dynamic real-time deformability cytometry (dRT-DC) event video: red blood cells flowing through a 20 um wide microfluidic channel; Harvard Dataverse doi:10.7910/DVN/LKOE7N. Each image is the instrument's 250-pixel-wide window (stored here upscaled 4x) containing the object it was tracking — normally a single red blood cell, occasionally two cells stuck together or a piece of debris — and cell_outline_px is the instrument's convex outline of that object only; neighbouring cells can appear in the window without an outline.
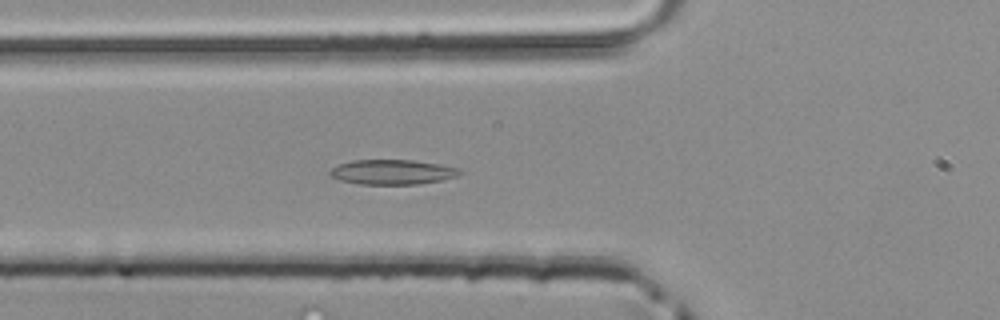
{"species": "common noctule bat (a hibernating species)", "species_latin": "Nyctalus noctula", "temperature_condition": "room temperature", "stored_images_in_passage": 48, "camera_frame_rate_fps": 3000, "um_per_image_px": 0.085, "animal": {"sex": "male", "body_mass_g": 20.4}, "frame": {"image": 1, "passage_image": 17, "time_ms": 5.333, "image_size_px": [1000, 320], "cell_outline_px": [[464, 172], [456, 176], [440, 180], [416, 184], [360, 184], [340, 180], [332, 176], [328, 172], [332, 168], [340, 164], [352, 160], [412, 160], [440, 164], [456, 168]], "centroid_in_image_um": [33.34, 14.62], "position_along_channel_um": 92.5, "area_um2": 18.55}}
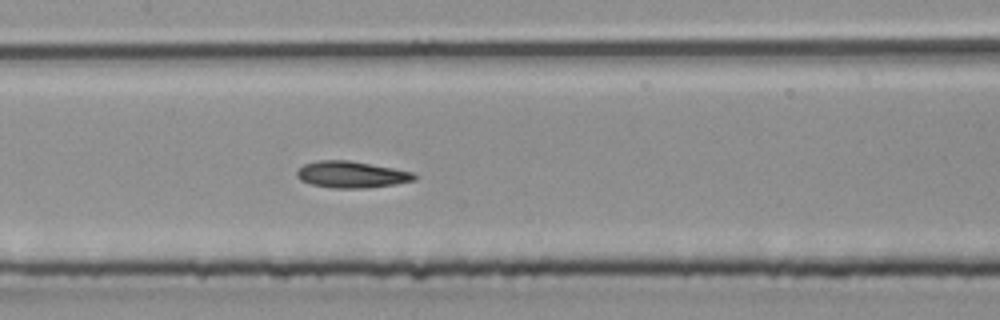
{"frame": {"image": 2, "passage_image": 23, "time_ms": 7.333, "image_size_px": [1000, 320], "cell_outline_px": [[420, 176], [416, 180], [396, 184], [368, 188], [332, 188], [312, 184], [300, 180], [296, 176], [296, 172], [304, 164], [316, 160], [348, 160], [416, 172]], "centroid_in_image_um": [29.93, 14.84], "position_along_channel_um": 177.5, "area_um2": 18.44}}
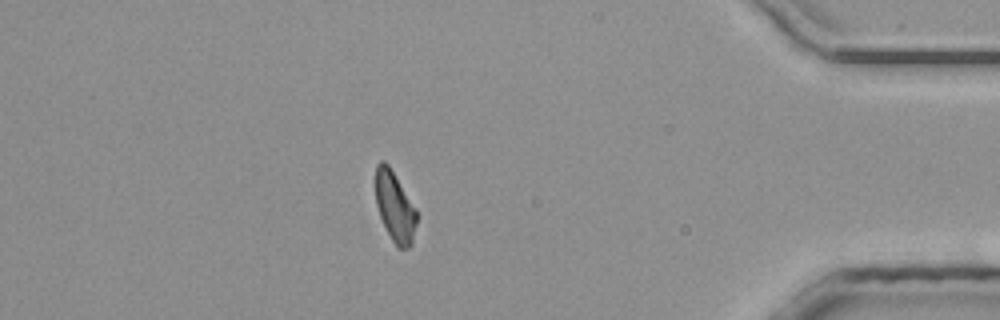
{"frame": {"image": 3, "passage_image": 42, "time_ms": 13.667, "image_size_px": [1000, 320], "cell_outline_px": [[416, 224], [412, 244], [408, 248], [396, 248], [380, 216], [376, 204], [376, 164], [380, 160], [384, 160], [388, 164], [416, 208]], "centroid_in_image_um": [33.56, 17.57], "position_along_channel_um": 401.6, "area_um2": 16.65}}